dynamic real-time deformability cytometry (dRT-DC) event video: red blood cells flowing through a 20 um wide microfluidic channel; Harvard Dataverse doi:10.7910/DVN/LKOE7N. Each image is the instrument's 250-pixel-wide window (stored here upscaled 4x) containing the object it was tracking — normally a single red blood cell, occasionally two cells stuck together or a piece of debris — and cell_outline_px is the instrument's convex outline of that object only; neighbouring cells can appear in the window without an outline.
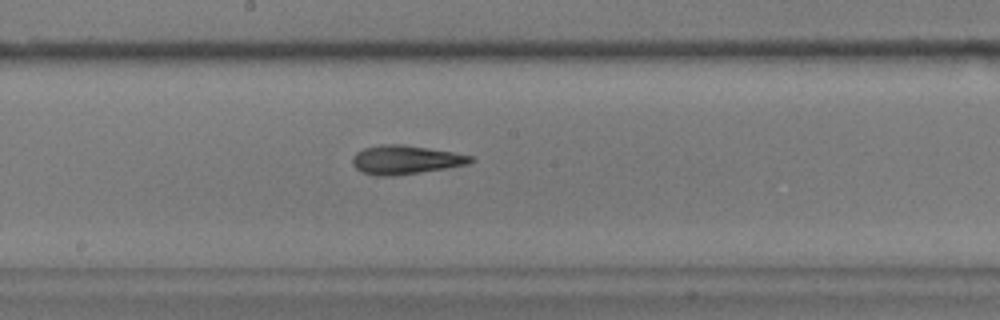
{"species": "common noctule bat (a hibernating species)", "species_latin": "Nyctalus noctula", "temperature_condition": "warm", "stored_images_in_passage": 23, "camera_frame_rate_fps": 3000, "um_per_image_px": 0.085, "animal": {"sex": "male", "body_mass_g": 17.9}, "frame": {"image": 1, "passage_image": 15, "time_ms": 4.667, "image_size_px": [1000, 320], "cell_outline_px": [[472, 160], [468, 164], [448, 168], [392, 176], [376, 176], [364, 172], [356, 168], [352, 164], [352, 156], [356, 152], [364, 148], [380, 144], [404, 144], [452, 152], [472, 156]], "centroid_in_image_um": [34.43, 13.57], "position_along_channel_um": 213.8, "area_um2": 19.77}}
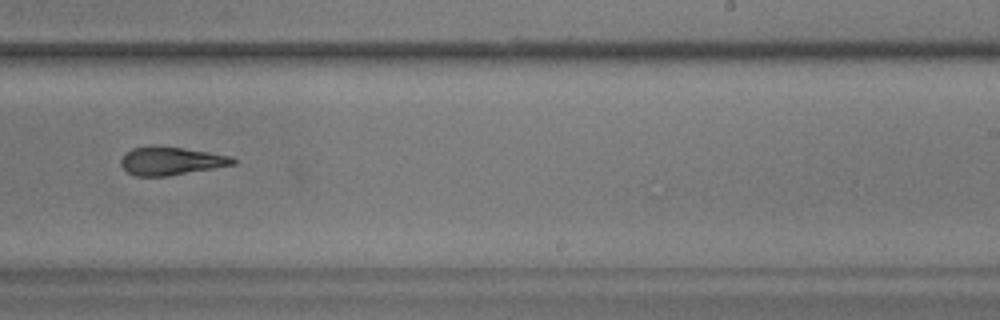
{"frame": {"image": 2, "passage_image": 20, "time_ms": 6.333, "image_size_px": [1000, 320], "cell_outline_px": [[236, 164], [168, 176], [136, 176], [128, 172], [120, 164], [120, 160], [124, 152], [132, 148], [152, 144], [156, 144], [184, 148], [232, 156], [236, 160]], "centroid_in_image_um": [14.49, 13.65], "position_along_channel_um": 274.5, "area_um2": 18.73}}